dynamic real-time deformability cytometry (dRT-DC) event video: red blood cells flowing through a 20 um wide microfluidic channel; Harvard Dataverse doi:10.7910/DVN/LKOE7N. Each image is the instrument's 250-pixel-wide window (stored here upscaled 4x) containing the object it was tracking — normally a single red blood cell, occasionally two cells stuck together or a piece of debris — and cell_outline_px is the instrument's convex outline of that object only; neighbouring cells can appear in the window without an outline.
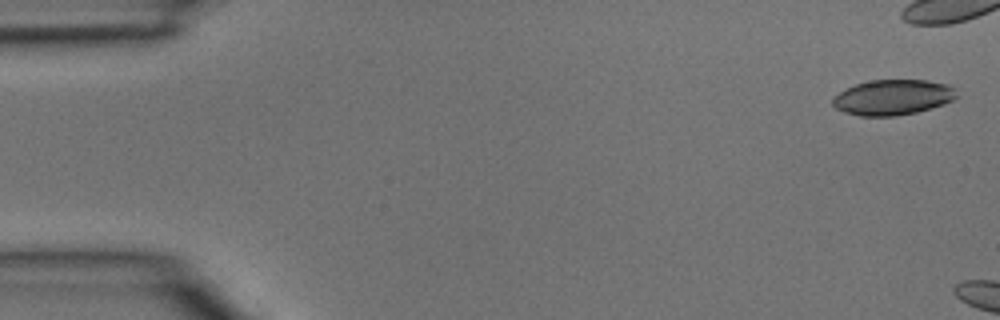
{"species": "common noctule bat (a hibernating species)", "species_latin": "Nyctalus noctula", "temperature_condition": "room temperature", "stored_images_in_passage": 3, "camera_frame_rate_fps": 3000, "um_per_image_px": 0.085, "animal": {"sex": "male", "body_mass_g": 15.6}, "frame": {"image": 1, "passage_image": 1, "time_ms": 0.0, "image_size_px": [1000, 320], "cell_outline_px": [[956, 96], [952, 100], [944, 104], [916, 112], [896, 116], [860, 116], [844, 112], [836, 108], [832, 104], [832, 96], [856, 84], [872, 80], [928, 80], [948, 84], [956, 88]], "centroid_in_image_um": [75.89, 8.27], "position_along_channel_um": 9.1, "area_um2": 25.55}}